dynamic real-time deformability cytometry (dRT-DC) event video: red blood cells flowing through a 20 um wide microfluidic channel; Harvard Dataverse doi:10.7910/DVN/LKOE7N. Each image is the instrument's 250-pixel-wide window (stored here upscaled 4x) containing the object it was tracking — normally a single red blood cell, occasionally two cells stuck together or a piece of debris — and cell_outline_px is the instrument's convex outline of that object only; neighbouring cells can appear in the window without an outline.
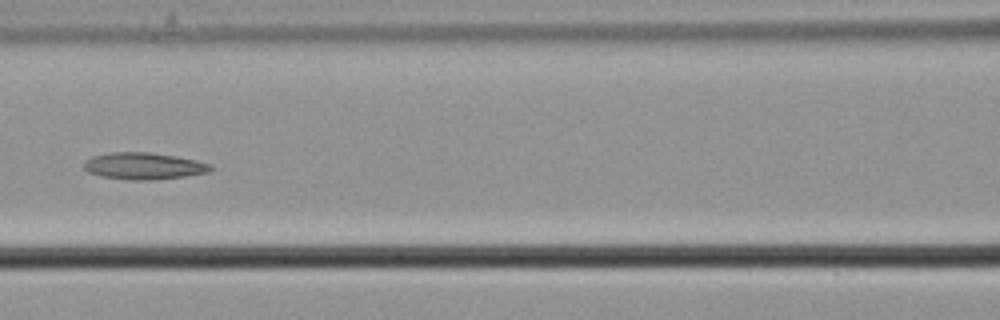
{"species": "common noctule bat (a hibernating species)", "species_latin": "Nyctalus noctula", "temperature_condition": "cold", "stored_images_in_passage": 3, "camera_frame_rate_fps": 3000, "um_per_image_px": 0.085, "animal": {"sex": "male", "body_mass_g": 21.5, "forearm_length_mm": 52.0}, "frame": {"image": 1, "passage_image": 3, "time_ms": 0.667, "image_size_px": [1000, 320], "cell_outline_px": [[212, 168], [208, 172], [184, 176], [152, 180], [132, 180], [100, 176], [88, 172], [84, 168], [84, 164], [92, 156], [112, 152], [148, 152], [176, 156], [196, 160], [212, 164]], "centroid_in_image_um": [12.23, 14.11], "position_along_channel_um": 154.4, "area_um2": 19.65}}